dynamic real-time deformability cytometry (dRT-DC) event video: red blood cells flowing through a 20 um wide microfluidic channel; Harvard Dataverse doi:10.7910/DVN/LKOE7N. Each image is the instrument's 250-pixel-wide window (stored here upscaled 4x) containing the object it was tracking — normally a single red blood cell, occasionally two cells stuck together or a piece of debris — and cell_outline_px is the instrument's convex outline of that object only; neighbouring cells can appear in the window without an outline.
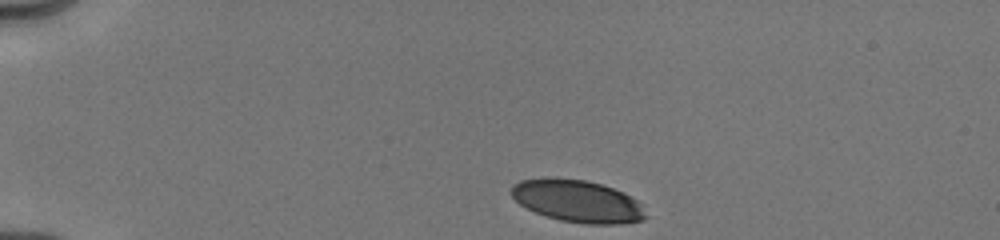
{"species": "human", "species_latin": "Homo sapiens", "temperature_condition": "cold", "stored_images_in_passage": 15, "camera_frame_rate_fps": 3000, "um_per_image_px": 0.085, "donor": {"sex": "male"}, "frame": {"image": 1, "passage_image": 1, "time_ms": 0.0, "image_size_px": [1000, 240], "cell_outline_px": [[648, 216], [644, 220], [620, 224], [584, 224], [560, 220], [536, 212], [520, 204], [512, 196], [512, 184], [520, 180], [584, 180], [600, 184], [624, 192], [636, 200], [640, 204]], "centroid_in_image_um": [49.16, 17.14], "position_along_channel_um": 35.8, "area_um2": 32.25}}
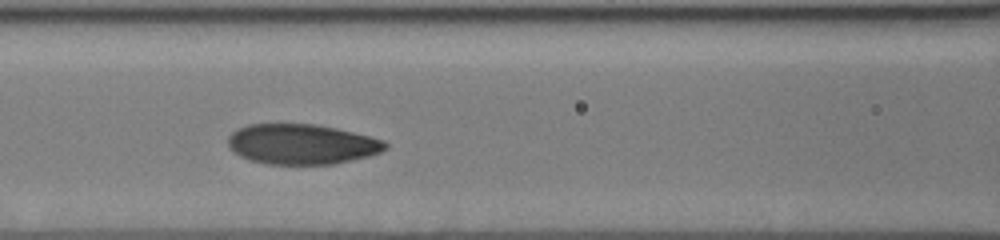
{"frame": {"image": 2, "passage_image": 11, "time_ms": 4.333, "image_size_px": [1000, 240], "cell_outline_px": [[388, 148], [380, 152], [368, 156], [336, 164], [268, 164], [248, 160], [240, 156], [228, 148], [228, 136], [236, 128], [248, 124], [316, 124], [336, 128], [384, 140], [388, 144]], "centroid_in_image_um": [25.62, 12.25], "position_along_channel_um": 141.0, "area_um2": 37.05}}
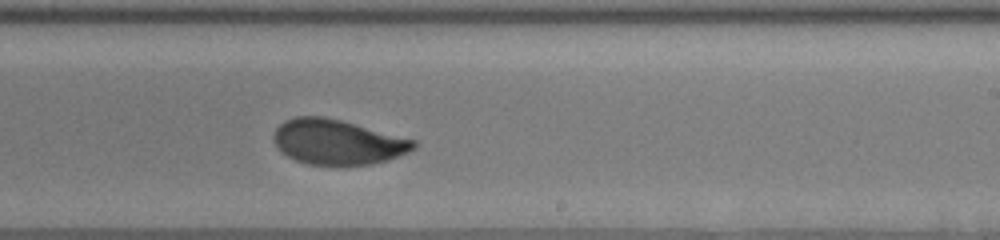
{"frame": {"image": 3, "passage_image": 15, "time_ms": 7.333, "image_size_px": [1000, 240], "cell_outline_px": [[416, 148], [408, 152], [388, 160], [372, 164], [308, 164], [296, 160], [280, 152], [276, 148], [272, 140], [272, 136], [276, 128], [284, 120], [296, 116], [324, 116], [340, 120], [416, 140]], "centroid_in_image_um": [28.64, 12.06], "position_along_channel_um": 260.4, "area_um2": 36.65}}